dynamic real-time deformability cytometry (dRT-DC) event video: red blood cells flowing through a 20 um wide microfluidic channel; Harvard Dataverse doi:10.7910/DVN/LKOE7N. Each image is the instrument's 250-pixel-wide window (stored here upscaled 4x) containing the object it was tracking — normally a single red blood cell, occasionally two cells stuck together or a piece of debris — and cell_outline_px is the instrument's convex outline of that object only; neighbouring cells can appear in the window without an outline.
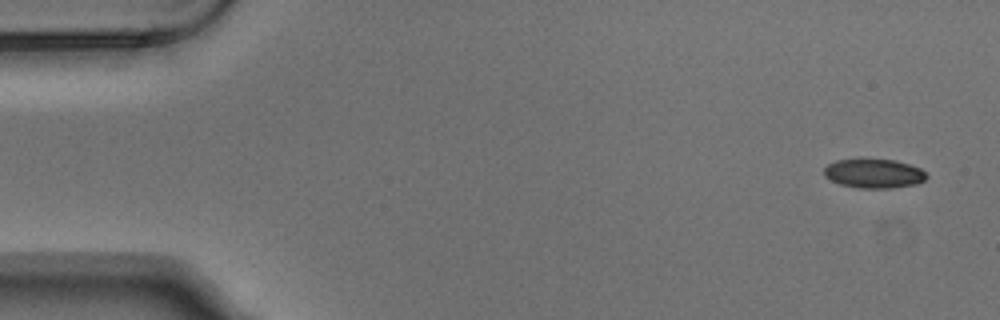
{"species": "Egyptian fruit bat (a non-hibernating species)", "species_latin": "Rousettus aegyptiacus", "temperature_condition": "warm", "stored_images_in_passage": 3, "camera_frame_rate_fps": 3000, "um_per_image_px": 0.085, "animal": {"sex": "male"}, "frame": {"image": 1, "passage_image": 1, "time_ms": 0.0, "image_size_px": [1000, 320], "cell_outline_px": [[928, 176], [924, 180], [916, 184], [892, 188], [860, 188], [840, 184], [824, 176], [824, 168], [828, 164], [836, 160], [860, 156], [864, 156], [896, 160], [920, 168]], "centroid_in_image_um": [74.24, 14.69], "position_along_channel_um": 10.8, "area_um2": 18.09}}